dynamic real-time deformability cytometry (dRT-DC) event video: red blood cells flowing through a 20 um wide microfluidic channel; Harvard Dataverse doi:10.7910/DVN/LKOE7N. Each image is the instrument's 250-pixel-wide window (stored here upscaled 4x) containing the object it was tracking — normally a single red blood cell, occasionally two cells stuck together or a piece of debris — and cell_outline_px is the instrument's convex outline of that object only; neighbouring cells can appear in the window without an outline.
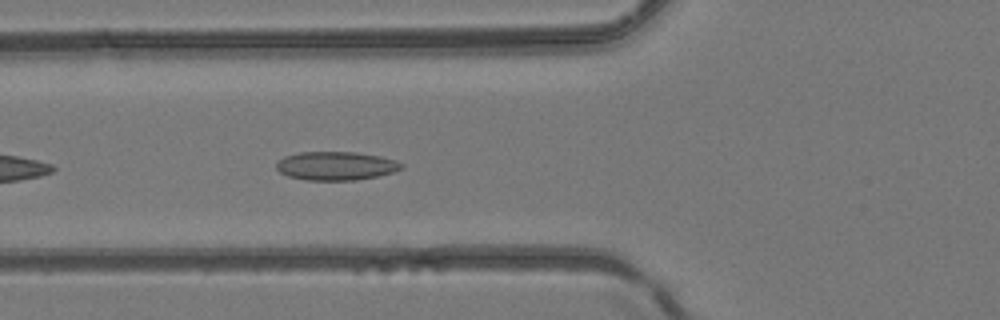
{"species": "common noctule bat (a hibernating species)", "species_latin": "Nyctalus noctula", "temperature_condition": "room temperature", "stored_images_in_passage": 6, "camera_frame_rate_fps": 3000, "um_per_image_px": 0.085, "animal": {"sex": "female", "body_mass_g": 24.6, "forearm_length_mm": 56.2}, "frame": {"image": 1, "passage_image": 3, "time_ms": 0.667, "image_size_px": [1000, 320], "cell_outline_px": [[404, 168], [392, 172], [376, 176], [356, 180], [308, 180], [288, 176], [280, 172], [276, 168], [276, 164], [284, 156], [300, 152], [356, 152], [380, 156], [396, 160], [404, 164]], "centroid_in_image_um": [28.57, 14.09], "position_along_channel_um": 97.2, "area_um2": 20.81}}